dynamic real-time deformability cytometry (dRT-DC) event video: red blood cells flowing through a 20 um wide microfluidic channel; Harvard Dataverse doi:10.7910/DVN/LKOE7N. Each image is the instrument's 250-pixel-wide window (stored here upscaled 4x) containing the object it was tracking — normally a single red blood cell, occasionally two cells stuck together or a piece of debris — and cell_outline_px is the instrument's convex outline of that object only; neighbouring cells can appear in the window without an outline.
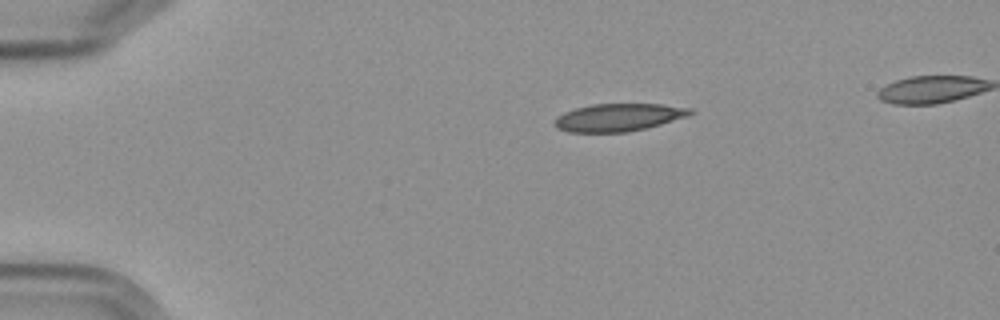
{"species": "Egyptian fruit bat (a non-hibernating species)", "species_latin": "Rousettus aegyptiacus", "temperature_condition": "cold", "stored_images_in_passage": 4, "camera_frame_rate_fps": 3000, "um_per_image_px": 0.085, "frame": {"image": 1, "passage_image": 1, "time_ms": 0.0, "image_size_px": [1000, 320], "cell_outline_px": [[692, 112], [688, 116], [660, 124], [628, 132], [568, 132], [556, 128], [556, 116], [564, 112], [576, 108], [592, 104], [660, 104], [692, 108]], "centroid_in_image_um": [52.56, 9.97], "position_along_channel_um": 32.4, "area_um2": 21.68}}